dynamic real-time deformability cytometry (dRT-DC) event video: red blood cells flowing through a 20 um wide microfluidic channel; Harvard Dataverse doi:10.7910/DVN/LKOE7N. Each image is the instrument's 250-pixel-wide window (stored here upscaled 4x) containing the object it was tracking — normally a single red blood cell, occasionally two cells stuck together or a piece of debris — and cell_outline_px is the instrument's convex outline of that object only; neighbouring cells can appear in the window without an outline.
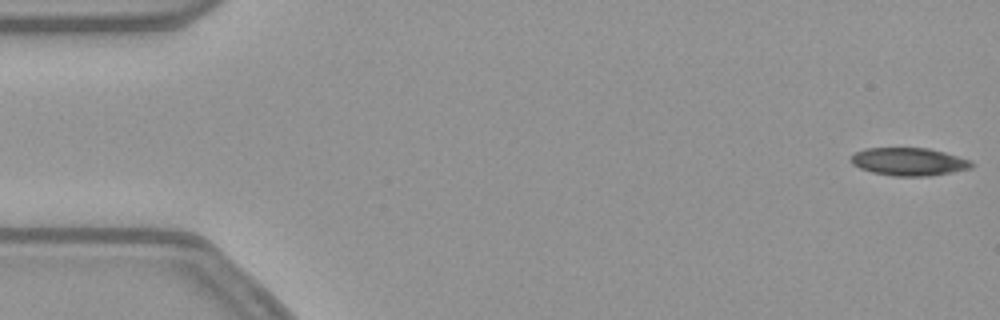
{"species": "common noctule bat (a hibernating species)", "species_latin": "Nyctalus noctula", "temperature_condition": "warm", "stored_images_in_passage": 50, "camera_frame_rate_fps": 3000, "um_per_image_px": 0.085, "animal": {"sex": "female", "body_mass_g": 21.9}, "frame": {"image": 1, "passage_image": 1, "time_ms": 0.0, "image_size_px": [1000, 320], "cell_outline_px": [[972, 168], [952, 172], [928, 176], [892, 176], [872, 172], [860, 168], [852, 164], [852, 156], [856, 152], [864, 148], [928, 148], [944, 152], [972, 160]], "centroid_in_image_um": [77.27, 13.74], "position_along_channel_um": 7.7, "area_um2": 19.54}}
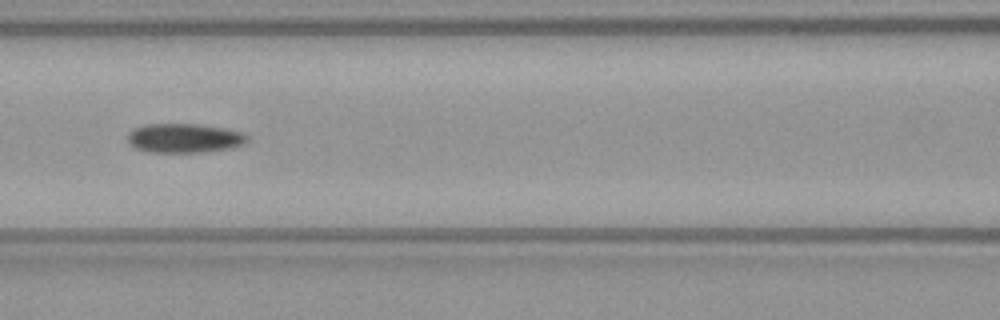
{"frame": {"image": 2, "passage_image": 23, "time_ms": 7.333, "image_size_px": [1000, 320], "cell_outline_px": [[248, 140], [244, 144], [232, 148], [200, 152], [152, 152], [136, 148], [128, 140], [128, 132], [132, 128], [144, 124], [200, 124], [228, 128], [244, 132], [248, 136]], "centroid_in_image_um": [15.71, 11.72], "position_along_channel_um": 150.9, "area_um2": 20.58}}
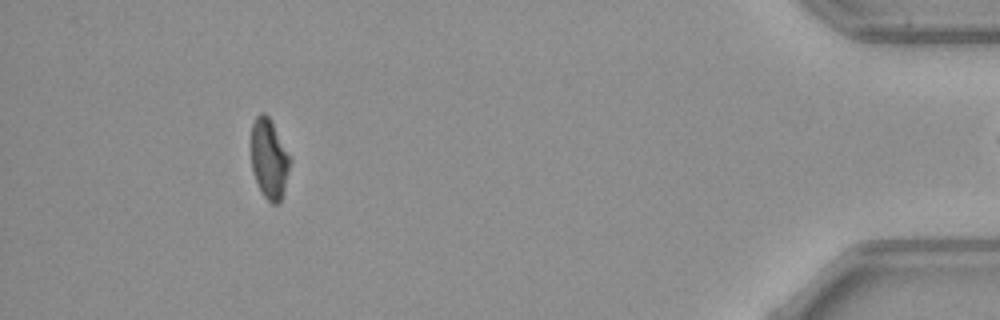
{"frame": {"image": 3, "passage_image": 49, "time_ms": 16.0, "image_size_px": [1000, 320], "cell_outline_px": [[292, 160], [280, 204], [272, 204], [264, 196], [252, 172], [252, 124], [256, 116], [260, 112], [264, 112], [268, 116]], "centroid_in_image_um": [22.89, 13.52], "position_along_channel_um": 412.3, "area_um2": 17.86}}